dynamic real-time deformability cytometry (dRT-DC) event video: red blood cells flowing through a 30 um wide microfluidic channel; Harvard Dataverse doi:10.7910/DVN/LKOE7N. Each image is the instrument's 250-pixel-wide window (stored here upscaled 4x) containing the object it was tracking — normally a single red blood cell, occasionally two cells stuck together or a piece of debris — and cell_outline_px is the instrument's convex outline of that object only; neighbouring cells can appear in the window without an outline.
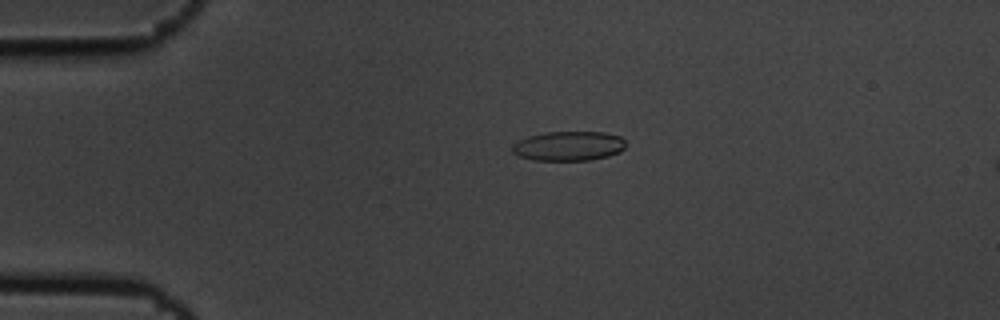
{"species": "common noctule bat (a hibernating species)", "species_latin": "Nyctalus noctula", "temperature_condition": "cold", "stored_images_in_passage": 6, "segment_of_instrument_passage": [1, 2], "camera_frame_rate_fps": 3000, "um_per_image_px": 0.085, "animal": {"sex": "male", "body_mass_g": 19.5, "forearm_length_mm": 54.6}, "frame": {"image": 1, "passage_image": 4, "time_ms": 1.0, "image_size_px": [1000, 320], "cell_outline_px": [[624, 148], [620, 152], [608, 156], [588, 160], [532, 160], [520, 156], [512, 152], [512, 144], [528, 136], [544, 132], [604, 132], [620, 136], [624, 140]], "centroid_in_image_um": [48.32, 12.4], "position_along_channel_um": 36.7, "area_um2": 19.48}}